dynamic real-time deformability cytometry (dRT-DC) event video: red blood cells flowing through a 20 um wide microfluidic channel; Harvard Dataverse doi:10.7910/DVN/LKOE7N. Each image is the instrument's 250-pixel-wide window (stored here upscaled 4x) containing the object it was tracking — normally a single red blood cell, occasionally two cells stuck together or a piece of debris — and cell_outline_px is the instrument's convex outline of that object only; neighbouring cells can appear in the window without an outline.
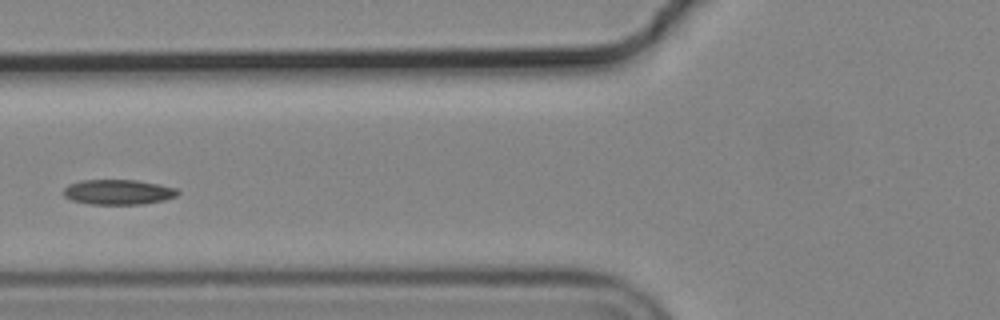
{"species": "common noctule bat (a hibernating species)", "species_latin": "Nyctalus noctula", "temperature_condition": "cold", "stored_images_in_passage": 8, "camera_frame_rate_fps": 3000, "um_per_image_px": 0.085, "animal": {"sex": "male", "body_mass_g": 19.2, "forearm_length_mm": 51.8}, "frame": {"image": 1, "passage_image": 5, "time_ms": 1.333, "image_size_px": [1000, 320], "cell_outline_px": [[180, 192], [176, 196], [164, 200], [144, 204], [88, 204], [72, 200], [64, 196], [64, 188], [68, 184], [84, 180], [136, 180], [160, 184], [176, 188]], "centroid_in_image_um": [10.06, 16.32], "position_along_channel_um": 115.7, "area_um2": 16.7}}
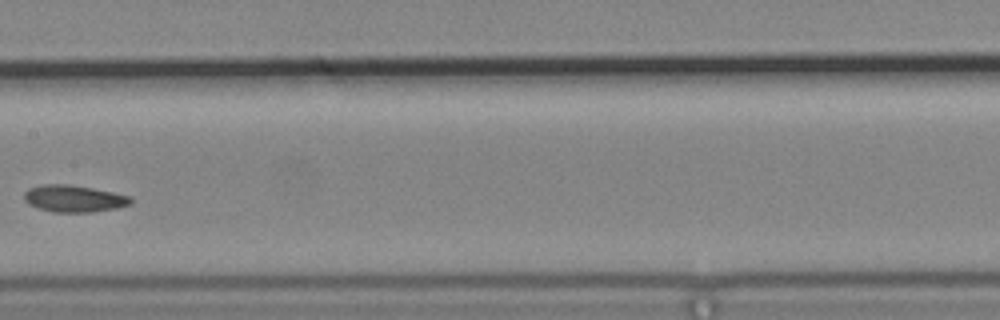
{"frame": {"image": 2, "passage_image": 7, "time_ms": 2.0, "image_size_px": [1000, 320], "cell_outline_px": [[132, 204], [116, 208], [92, 212], [52, 212], [36, 208], [28, 204], [24, 200], [24, 192], [28, 188], [40, 184], [68, 184], [92, 188], [132, 196]], "centroid_in_image_um": [6.26, 16.88], "position_along_channel_um": 201.1, "area_um2": 16.94}}
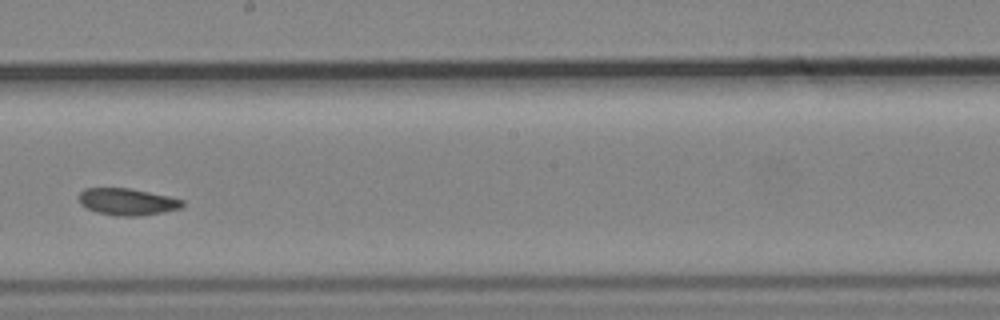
{"frame": {"image": 3, "passage_image": 8, "time_ms": 2.333, "image_size_px": [1000, 320], "cell_outline_px": [[184, 204], [180, 208], [164, 212], [140, 216], [116, 216], [96, 212], [80, 204], [80, 192], [84, 188], [128, 188], [168, 196], [184, 200]], "centroid_in_image_um": [10.82, 17.15], "position_along_channel_um": 237.4, "area_um2": 16.13}}